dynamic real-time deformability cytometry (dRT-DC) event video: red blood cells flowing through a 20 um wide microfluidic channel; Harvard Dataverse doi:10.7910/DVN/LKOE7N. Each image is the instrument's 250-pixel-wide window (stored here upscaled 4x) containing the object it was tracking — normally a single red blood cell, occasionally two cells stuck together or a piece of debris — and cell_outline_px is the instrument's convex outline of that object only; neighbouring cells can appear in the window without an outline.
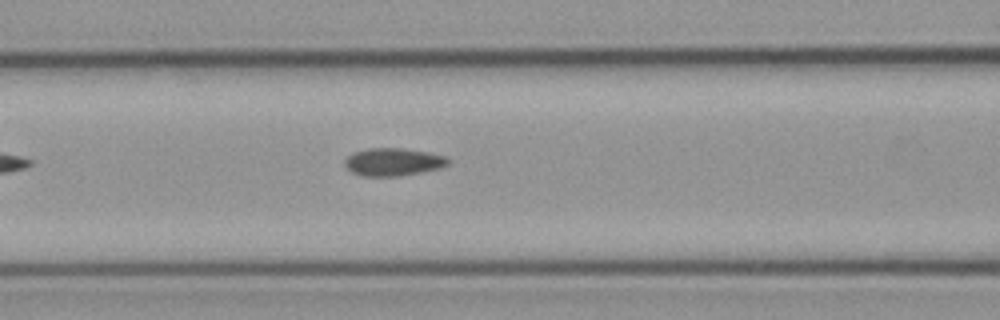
{"species": "common noctule bat (a hibernating species)", "species_latin": "Nyctalus noctula", "temperature_condition": "cold", "stored_images_in_passage": 4, "camera_frame_rate_fps": 3000, "um_per_image_px": 0.085, "animal": {"sex": "male", "body_mass_g": 23.1, "forearm_length_mm": 52.7}, "frame": {"image": 1, "passage_image": 4, "time_ms": 3.667, "image_size_px": [1000, 320], "cell_outline_px": [[448, 164], [440, 168], [400, 176], [360, 176], [352, 172], [344, 164], [344, 160], [352, 152], [368, 148], [400, 148], [428, 152], [444, 156], [448, 160]], "centroid_in_image_um": [33.37, 13.76], "position_along_channel_um": 133.2, "area_um2": 16.65}}